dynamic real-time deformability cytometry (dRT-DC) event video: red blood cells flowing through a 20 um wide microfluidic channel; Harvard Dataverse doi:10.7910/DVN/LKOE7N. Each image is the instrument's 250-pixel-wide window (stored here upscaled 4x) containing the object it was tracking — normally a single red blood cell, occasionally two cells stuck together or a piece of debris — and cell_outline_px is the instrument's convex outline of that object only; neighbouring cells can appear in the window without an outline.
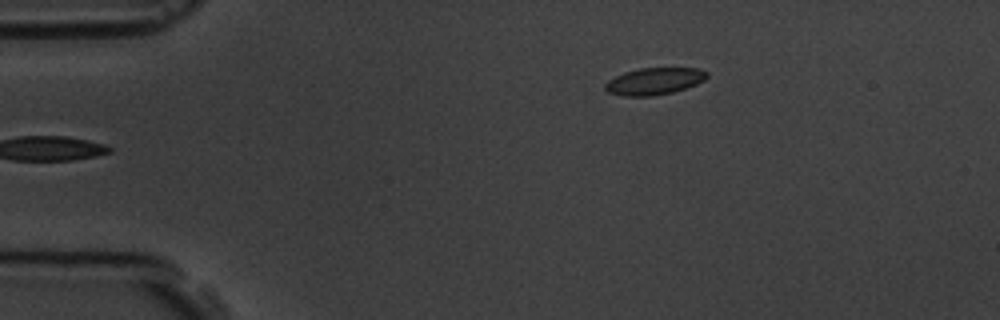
{"species": "common noctule bat (a hibernating species)", "species_latin": "Nyctalus noctula", "temperature_condition": "room temperature", "stored_images_in_passage": 5, "segment_of_instrument_passage": [2, 2], "camera_frame_rate_fps": 3000, "um_per_image_px": 0.085, "animal": {"sex": "male", "body_mass_g": 19.5, "forearm_length_mm": 54.6}, "frame": {"image": 1, "passage_image": 5, "time_ms": 5.333, "image_size_px": [1000, 320], "cell_outline_px": [[708, 76], [704, 80], [696, 84], [672, 92], [652, 96], [624, 96], [608, 92], [604, 88], [604, 84], [608, 80], [624, 72], [640, 68], [700, 68], [708, 72]], "centroid_in_image_um": [55.61, 6.9], "position_along_channel_um": 29.4, "area_um2": 15.95}}